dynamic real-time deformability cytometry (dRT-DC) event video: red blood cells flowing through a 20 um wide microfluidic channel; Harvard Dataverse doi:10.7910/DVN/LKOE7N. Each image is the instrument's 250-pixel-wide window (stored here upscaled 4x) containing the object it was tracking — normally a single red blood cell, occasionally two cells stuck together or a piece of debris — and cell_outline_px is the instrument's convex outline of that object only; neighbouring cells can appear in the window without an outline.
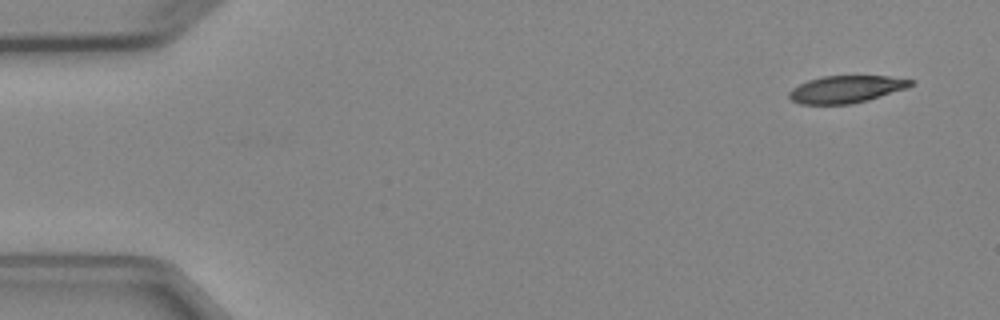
{"species": "Egyptian fruit bat (a non-hibernating species)", "species_latin": "Rousettus aegyptiacus", "temperature_condition": "cold", "stored_images_in_passage": 4, "camera_frame_rate_fps": 3000, "um_per_image_px": 0.085, "animal": {"sex": "female"}, "frame": {"image": 1, "passage_image": 1, "time_ms": 0.0, "image_size_px": [1000, 320], "cell_outline_px": [[916, 80], [908, 88], [868, 100], [852, 104], [800, 104], [792, 100], [788, 96], [788, 92], [792, 88], [808, 80], [820, 76], [888, 76]], "centroid_in_image_um": [71.93, 7.58], "position_along_channel_um": 13.1, "area_um2": 19.42}}
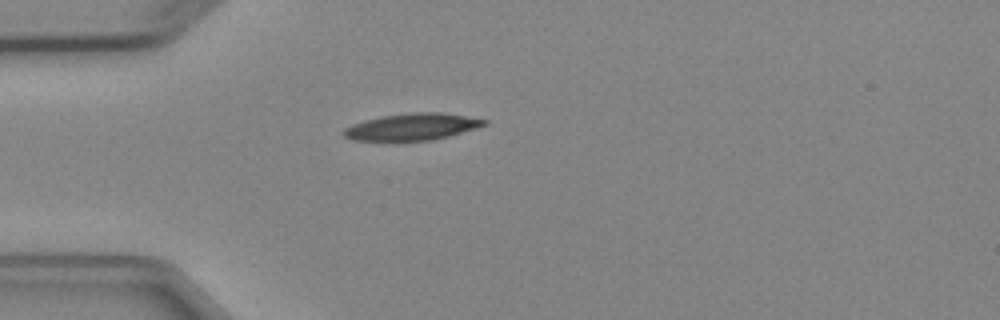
{"frame": {"image": 2, "passage_image": 4, "time_ms": 3.667, "image_size_px": [1000, 320], "cell_outline_px": [[488, 124], [476, 128], [448, 136], [432, 140], [352, 140], [344, 136], [340, 132], [344, 128], [352, 124], [364, 120], [380, 116], [412, 112], [440, 112], [488, 120]], "centroid_in_image_um": [34.99, 10.77], "position_along_channel_um": 50.0, "area_um2": 21.85}}